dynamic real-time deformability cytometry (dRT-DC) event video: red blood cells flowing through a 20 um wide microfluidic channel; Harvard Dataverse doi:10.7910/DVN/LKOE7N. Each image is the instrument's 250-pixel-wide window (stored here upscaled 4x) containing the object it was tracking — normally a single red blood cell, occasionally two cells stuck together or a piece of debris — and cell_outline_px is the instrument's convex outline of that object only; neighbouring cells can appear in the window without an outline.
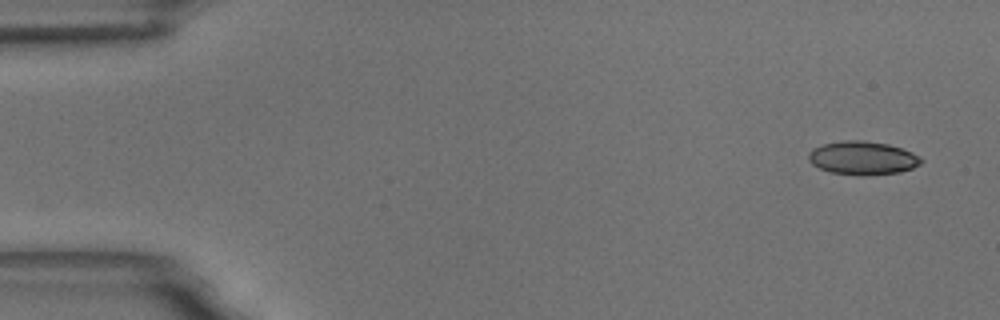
{"species": "common noctule bat (a hibernating species)", "species_latin": "Nyctalus noctula", "temperature_condition": "room temperature", "stored_images_in_passage": 5, "camera_frame_rate_fps": 3000, "um_per_image_px": 0.085, "animal": {"sex": "male", "body_mass_g": 18.8}, "frame": {"image": 1, "passage_image": 1, "time_ms": 0.0, "image_size_px": [1000, 320], "cell_outline_px": [[924, 160], [920, 164], [912, 168], [900, 172], [864, 176], [832, 172], [820, 168], [812, 164], [808, 160], [808, 152], [812, 148], [824, 144], [844, 140], [864, 140], [888, 144], [912, 152], [920, 156]], "centroid_in_image_um": [73.33, 13.43], "position_along_channel_um": 11.7, "area_um2": 22.02}}
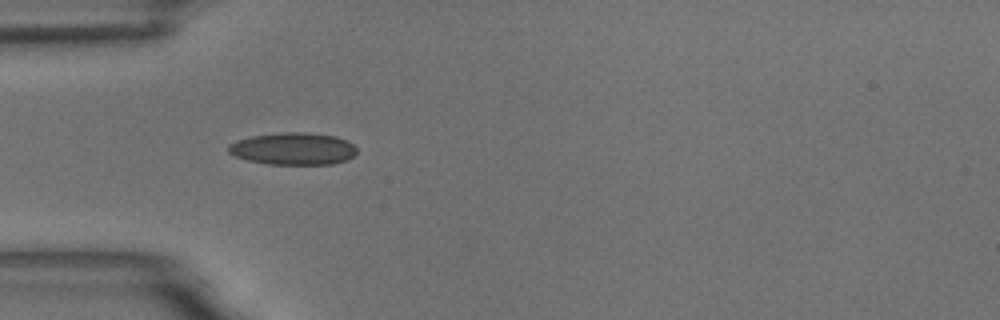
{"frame": {"image": 2, "passage_image": 5, "time_ms": 4.667, "image_size_px": [1000, 320], "cell_outline_px": [[356, 152], [348, 160], [332, 164], [268, 164], [248, 160], [236, 156], [228, 152], [228, 144], [236, 140], [252, 136], [284, 132], [308, 132], [336, 136], [348, 140], [356, 148]], "centroid_in_image_um": [24.93, 12.63], "position_along_channel_um": 60.1, "area_um2": 24.16}}